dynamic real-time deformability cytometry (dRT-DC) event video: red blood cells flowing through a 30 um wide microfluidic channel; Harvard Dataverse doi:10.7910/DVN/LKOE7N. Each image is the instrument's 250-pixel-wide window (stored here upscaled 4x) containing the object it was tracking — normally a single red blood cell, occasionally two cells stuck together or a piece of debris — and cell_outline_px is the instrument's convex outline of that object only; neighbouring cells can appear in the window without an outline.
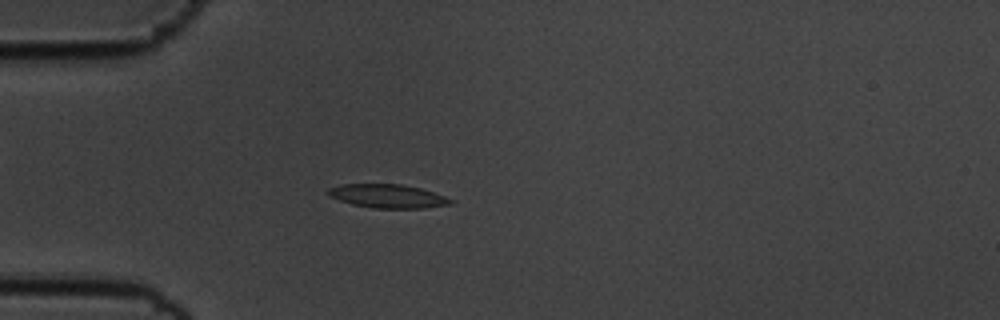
{"species": "common noctule bat (a hibernating species)", "species_latin": "Nyctalus noctula", "temperature_condition": "cold", "stored_images_in_passage": 57, "camera_frame_rate_fps": 3000, "um_per_image_px": 0.085, "animal": {"sex": "male", "body_mass_g": 19.5, "forearm_length_mm": 54.6}, "frame": {"image": 1, "passage_image": 16, "time_ms": 5.0, "image_size_px": [1000, 320], "cell_outline_px": [[456, 200], [452, 204], [424, 208], [372, 208], [352, 204], [328, 196], [324, 192], [328, 188], [340, 184], [400, 184], [420, 188]], "centroid_in_image_um": [32.92, 16.67], "position_along_channel_um": 52.1, "area_um2": 16.99}}
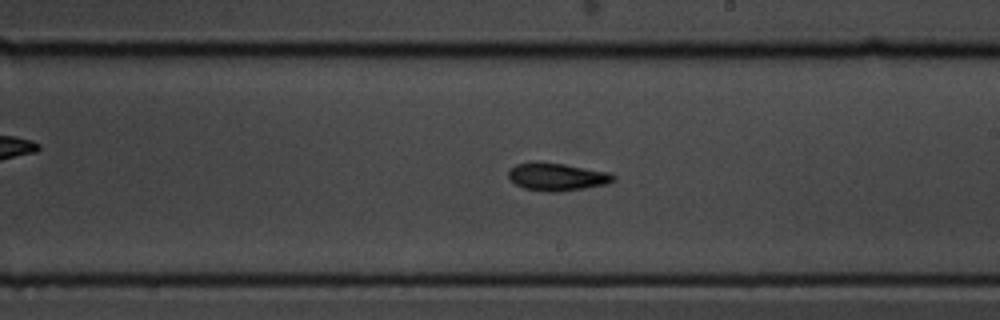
{"frame": {"image": 2, "passage_image": 33, "time_ms": 10.667, "image_size_px": [1000, 320], "cell_outline_px": [[616, 180], [608, 184], [560, 192], [548, 192], [524, 188], [516, 184], [508, 176], [508, 172], [516, 164], [540, 160], [564, 164], [608, 172], [616, 176]], "centroid_in_image_um": [47.36, 15.02], "position_along_channel_um": 241.6, "area_um2": 17.11}}
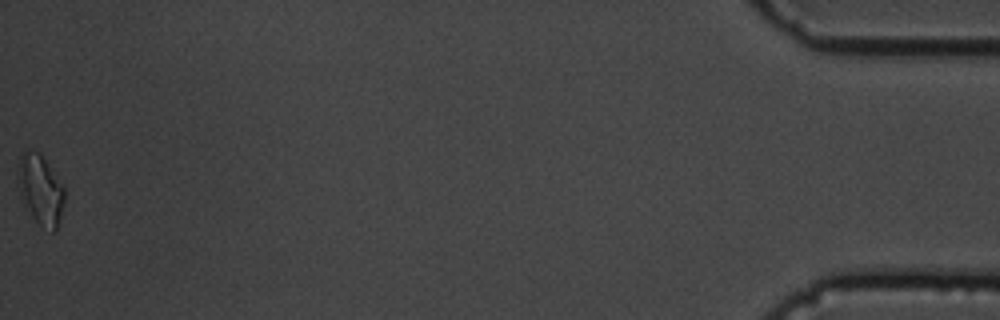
{"frame": {"image": 3, "passage_image": 57, "time_ms": 18.667, "image_size_px": [1000, 320], "cell_outline_px": [[64, 200], [56, 232], [52, 232], [40, 224], [32, 216], [20, 196], [16, 176], [20, 156], [24, 148], [40, 152], [64, 184]], "centroid_in_image_um": [3.43, 16.05], "position_along_channel_um": 431.8, "area_um2": 19.25}, "authors_computed_cell_mechanics": {"area_um2": 16.5886, "velocity_mm_per_s": 3.5423, "shape_relaxation_time_tau1_ms": 3.9289, "shape_relaxation_time_tau2_ms": null, "deformation_change_tau1": 0.1137, "deformation_change_tau2": null}}